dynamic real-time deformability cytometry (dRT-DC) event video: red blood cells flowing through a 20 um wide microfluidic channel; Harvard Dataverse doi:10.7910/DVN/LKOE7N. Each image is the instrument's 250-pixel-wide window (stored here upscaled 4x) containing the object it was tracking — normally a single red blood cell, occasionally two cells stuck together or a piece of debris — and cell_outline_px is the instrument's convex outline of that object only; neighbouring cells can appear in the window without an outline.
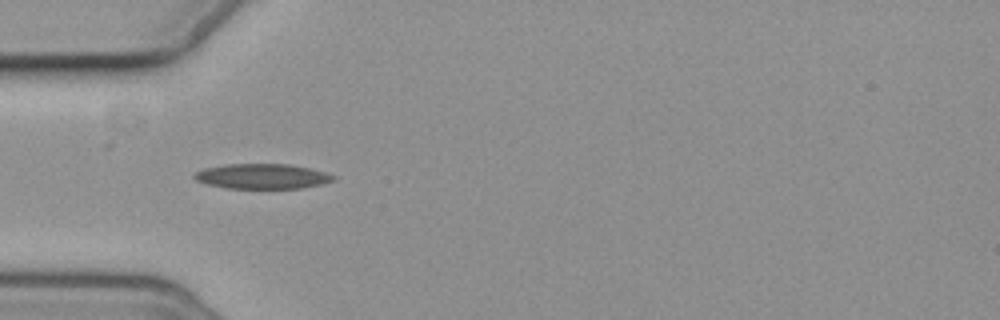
{"species": "common noctule bat (a hibernating species)", "species_latin": "Nyctalus noctula", "temperature_condition": "cold", "stored_images_in_passage": 3, "camera_frame_rate_fps": 3000, "um_per_image_px": 0.085, "animal": {"sex": "female", "body_mass_g": 19.3, "forearm_length_mm": 54.1}, "frame": {"image": 1, "passage_image": 2, "time_ms": 2.333, "image_size_px": [1000, 320], "cell_outline_px": [[336, 180], [320, 184], [300, 188], [228, 188], [208, 184], [196, 180], [192, 176], [196, 172], [204, 168], [224, 164], [288, 164], [308, 168], [324, 172], [336, 176]], "centroid_in_image_um": [22.27, 14.98], "position_along_channel_um": 62.7, "area_um2": 20.11}}
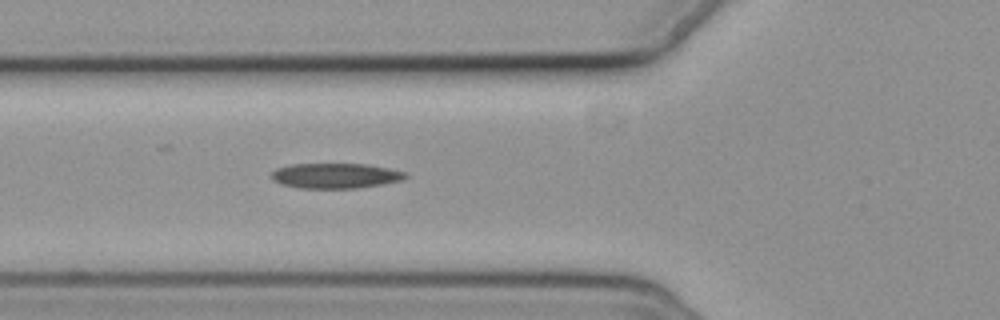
{"frame": {"image": 2, "passage_image": 3, "time_ms": 3.333, "image_size_px": [1000, 320], "cell_outline_px": [[408, 176], [404, 180], [384, 184], [356, 188], [300, 188], [280, 184], [272, 180], [272, 172], [276, 168], [292, 164], [364, 164], [388, 168], [404, 172]], "centroid_in_image_um": [28.51, 14.94], "position_along_channel_um": 97.3, "area_um2": 19.65}}